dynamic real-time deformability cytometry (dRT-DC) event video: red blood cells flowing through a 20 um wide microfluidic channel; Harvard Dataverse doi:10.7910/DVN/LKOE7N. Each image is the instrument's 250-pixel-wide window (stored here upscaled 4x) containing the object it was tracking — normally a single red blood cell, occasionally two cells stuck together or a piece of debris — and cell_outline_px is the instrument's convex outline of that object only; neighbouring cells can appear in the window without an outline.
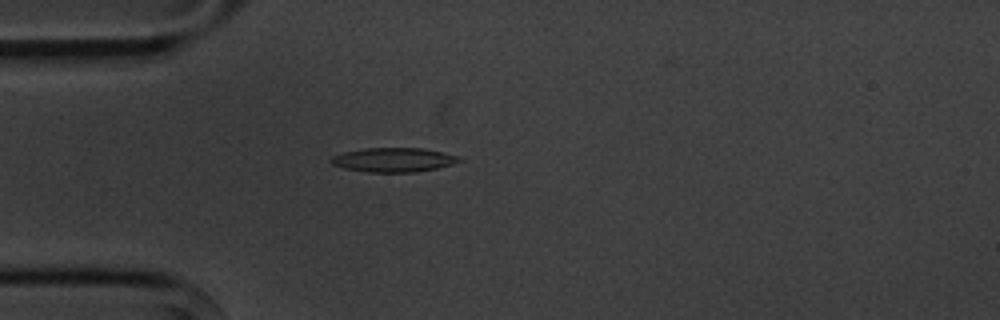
{"species": "common noctule bat (a hibernating species)", "species_latin": "Nyctalus noctula", "temperature_condition": "cold", "stored_images_in_passage": 2, "camera_frame_rate_fps": 3000, "um_per_image_px": 0.085, "animal": {"sex": "male", "body_mass_g": 20.1, "forearm_length_mm": 53.5}, "frame": {"image": 1, "passage_image": 2, "time_ms": 1.0, "image_size_px": [1000, 320], "cell_outline_px": [[464, 160], [452, 164], [436, 168], [416, 172], [368, 172], [344, 168], [332, 164], [328, 160], [332, 156], [344, 152], [364, 148], [424, 148], [444, 152], [460, 156]], "centroid_in_image_um": [33.47, 13.58], "position_along_channel_um": 51.5, "area_um2": 18.21}}